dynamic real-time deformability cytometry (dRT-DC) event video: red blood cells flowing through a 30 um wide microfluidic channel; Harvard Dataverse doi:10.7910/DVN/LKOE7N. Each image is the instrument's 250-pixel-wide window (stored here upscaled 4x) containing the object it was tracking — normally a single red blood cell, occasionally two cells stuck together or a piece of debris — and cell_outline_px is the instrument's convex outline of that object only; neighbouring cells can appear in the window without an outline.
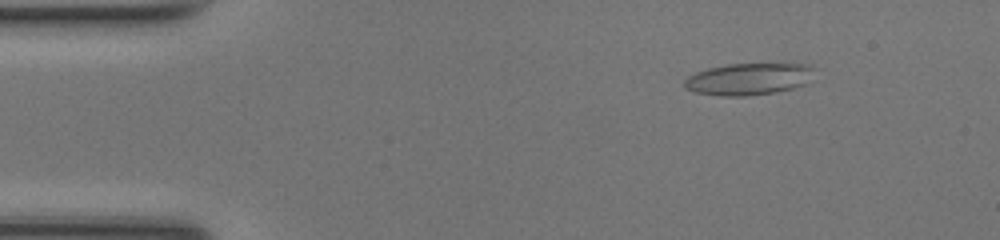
{"species": "common noctule bat (a hibernating species)", "species_latin": "Nyctalus noctula", "temperature_condition": "room temperature", "stored_images_in_passage": 49, "camera_frame_rate_fps": 3000, "um_per_image_px": 0.085, "animal": {"sex": "female", "body_mass_g": 17.0, "forearm_length_mm": 48.0}, "frame": {"image": 1, "passage_image": 6, "time_ms": 1.667, "image_size_px": [1000, 240], "cell_outline_px": [[812, 68], [804, 84], [792, 88], [772, 92], [748, 96], [720, 96], [696, 92], [684, 88], [684, 80], [688, 76], [696, 72], [708, 68], [728, 64], [808, 64]], "centroid_in_image_um": [63.52, 6.72], "position_along_channel_um": 21.5, "area_um2": 23.64}}
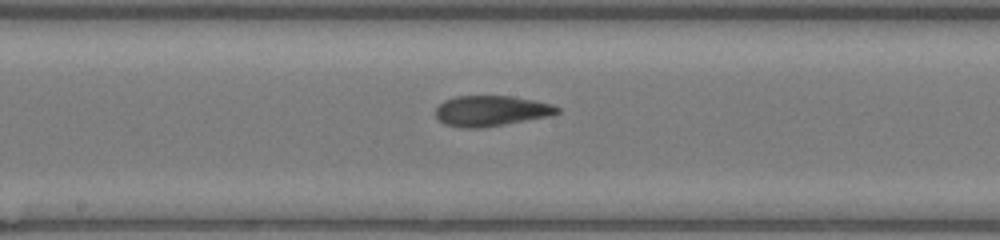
{"frame": {"image": 2, "passage_image": 25, "time_ms": 8.0, "image_size_px": [1000, 240], "cell_outline_px": [[560, 112], [548, 116], [504, 124], [480, 128], [460, 128], [444, 124], [436, 116], [436, 108], [444, 100], [456, 96], [512, 96], [536, 100], [552, 104], [560, 108]], "centroid_in_image_um": [41.74, 9.42], "position_along_channel_um": 206.5, "area_um2": 21.62}}
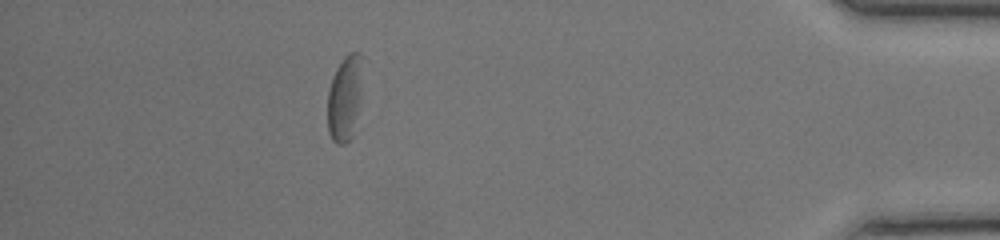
{"frame": {"image": 3, "passage_image": 43, "time_ms": 14.0, "image_size_px": [1000, 240], "cell_outline_px": [[360, 52], [356, 112], [352, 136], [344, 144], [336, 144], [332, 140], [328, 132], [328, 88], [332, 76], [336, 68], [344, 56], [348, 52]], "centroid_in_image_um": [29.2, 8.37], "position_along_channel_um": 406.0, "area_um2": 16.3}, "authors_computed_cell_mechanics": {"area_um2": 21.8484, "velocity_mm_per_s": 4.2117, "shape_relaxation_time_tau1_ms": 7.3208, "shape_relaxation_time_tau2_ms": 3.261, "deformation_change_tau1": 0.206, "deformation_change_tau2": 0.124}}